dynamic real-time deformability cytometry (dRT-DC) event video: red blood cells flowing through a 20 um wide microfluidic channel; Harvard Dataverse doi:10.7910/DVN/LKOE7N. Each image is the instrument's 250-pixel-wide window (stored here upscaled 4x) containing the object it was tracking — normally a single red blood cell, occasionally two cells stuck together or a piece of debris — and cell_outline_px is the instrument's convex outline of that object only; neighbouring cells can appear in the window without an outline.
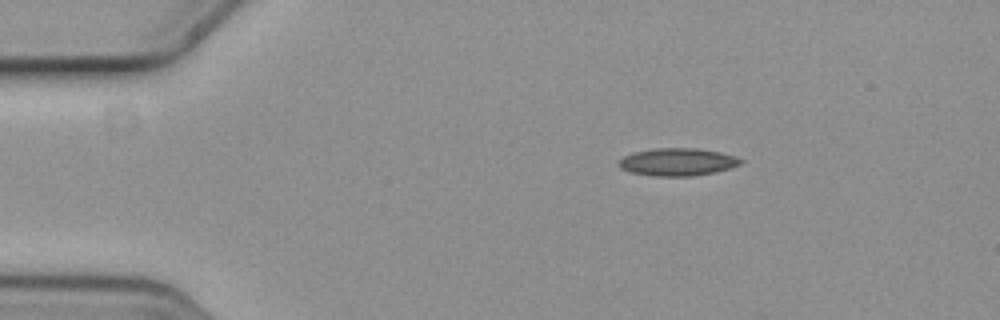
{"species": "common noctule bat (a hibernating species)", "species_latin": "Nyctalus noctula", "temperature_condition": "cold", "stored_images_in_passage": 3, "camera_frame_rate_fps": 3000, "um_per_image_px": 0.085, "animal": {"sex": "female", "body_mass_g": 19.3, "forearm_length_mm": 54.1}, "frame": {"image": 1, "passage_image": 1, "time_ms": 0.0, "image_size_px": [1000, 320], "cell_outline_px": [[744, 160], [740, 164], [716, 172], [688, 176], [656, 176], [632, 172], [620, 168], [620, 160], [624, 156], [632, 152], [652, 148], [696, 148], [720, 152], [736, 156]], "centroid_in_image_um": [57.6, 13.75], "position_along_channel_um": 27.4, "area_um2": 19.48}}